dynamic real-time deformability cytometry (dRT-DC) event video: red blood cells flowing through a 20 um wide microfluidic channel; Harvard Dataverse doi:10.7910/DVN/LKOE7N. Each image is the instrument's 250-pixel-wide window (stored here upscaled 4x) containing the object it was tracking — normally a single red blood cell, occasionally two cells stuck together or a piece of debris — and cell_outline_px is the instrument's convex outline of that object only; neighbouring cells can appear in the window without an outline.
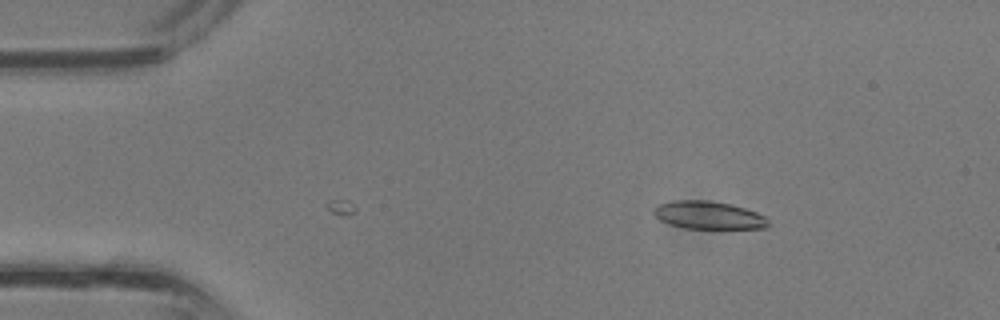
{"species": "common noctule bat (a hibernating species)", "species_latin": "Nyctalus noctula", "temperature_condition": "room temperature", "stored_images_in_passage": 9, "camera_frame_rate_fps": 3000, "um_per_image_px": 0.085, "animal": {"sex": "male", "body_mass_g": 13.3}, "frame": {"image": 1, "passage_image": 9, "time_ms": 2.667, "image_size_px": [1000, 320], "cell_outline_px": [[768, 228], [684, 228], [668, 224], [660, 220], [652, 212], [652, 208], [660, 204], [676, 200], [708, 200], [732, 204], [756, 212], [764, 216], [768, 220]], "centroid_in_image_um": [60.2, 18.28], "position_along_channel_um": 24.8, "area_um2": 18.55}}